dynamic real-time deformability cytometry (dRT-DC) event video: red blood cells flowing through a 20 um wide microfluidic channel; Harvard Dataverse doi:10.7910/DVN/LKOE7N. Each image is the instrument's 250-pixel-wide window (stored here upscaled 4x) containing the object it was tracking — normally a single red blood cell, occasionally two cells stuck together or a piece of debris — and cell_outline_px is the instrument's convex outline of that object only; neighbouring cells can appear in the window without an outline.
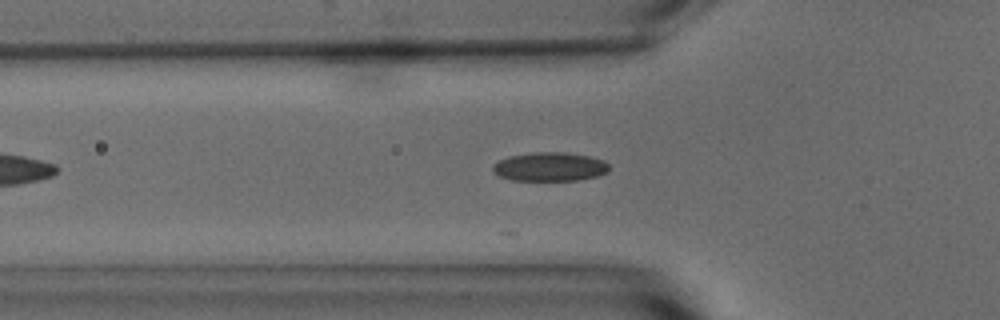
{"species": "common noctule bat (a hibernating species)", "species_latin": "Nyctalus noctula", "temperature_condition": "warm", "stored_images_in_passage": 16, "camera_frame_rate_fps": 3000, "um_per_image_px": 0.085, "animal": {"sex": "male", "body_mass_g": 15.6}, "frame": {"image": 1, "passage_image": 10, "time_ms": 3.0, "image_size_px": [1000, 320], "cell_outline_px": [[608, 168], [604, 172], [596, 176], [576, 180], [512, 180], [500, 176], [492, 172], [492, 164], [508, 156], [532, 152], [564, 152], [588, 156], [604, 160], [608, 164]], "centroid_in_image_um": [46.67, 14.16], "position_along_channel_um": 79.1, "area_um2": 19.42}}